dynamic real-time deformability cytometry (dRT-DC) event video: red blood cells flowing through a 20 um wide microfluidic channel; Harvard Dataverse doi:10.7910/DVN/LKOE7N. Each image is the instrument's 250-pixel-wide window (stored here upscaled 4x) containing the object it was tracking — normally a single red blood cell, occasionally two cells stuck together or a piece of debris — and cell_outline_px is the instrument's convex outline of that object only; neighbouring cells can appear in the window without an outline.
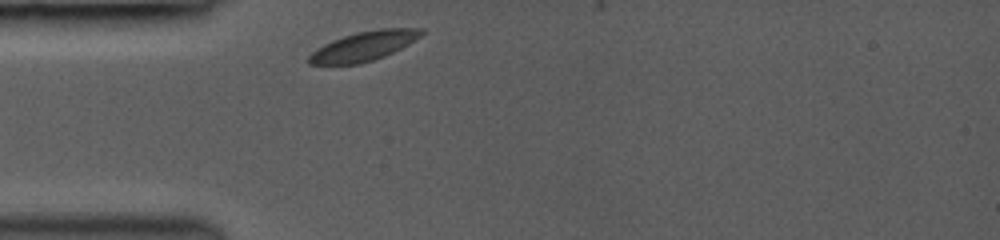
{"species": "common noctule bat (a hibernating species)", "species_latin": "Nyctalus noctula", "temperature_condition": "room temperature", "stored_images_in_passage": 1, "camera_frame_rate_fps": 3000, "um_per_image_px": 0.085, "animal": {"sex": "female", "body_mass_g": 19.0, "forearm_length_mm": 53.3}, "frame": {"image": 1, "passage_image": 1, "time_ms": 0.0, "image_size_px": [1000, 240], "cell_outline_px": [[424, 32], [420, 36], [408, 44], [384, 56], [360, 64], [308, 64], [308, 56], [316, 48], [332, 40], [356, 32], [380, 28], [424, 28]], "centroid_in_image_um": [30.91, 3.91], "position_along_channel_um": 54.1, "area_um2": 19.13}}